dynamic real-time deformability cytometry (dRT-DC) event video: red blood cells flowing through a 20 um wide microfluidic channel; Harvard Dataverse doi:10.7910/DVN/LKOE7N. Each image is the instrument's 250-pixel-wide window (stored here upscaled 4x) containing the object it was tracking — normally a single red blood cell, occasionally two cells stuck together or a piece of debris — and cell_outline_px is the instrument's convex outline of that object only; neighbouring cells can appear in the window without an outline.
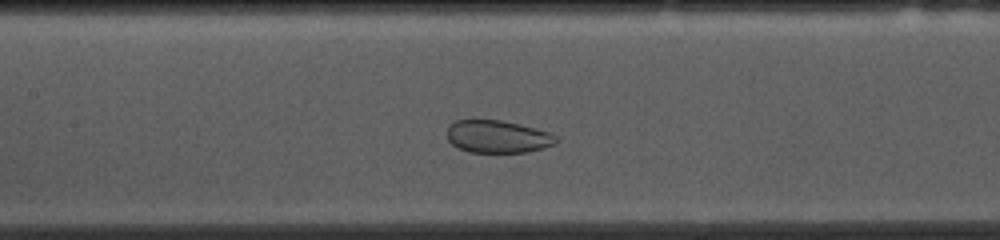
{"species": "common noctule bat (a hibernating species)", "species_latin": "Nyctalus noctula", "temperature_condition": "cold", "stored_images_in_passage": 35, "camera_frame_rate_fps": 3000, "um_per_image_px": 0.085, "animal": {"sex": "female", "body_mass_g": 10.0, "forearm_length_mm": 53.1}, "frame": {"image": 1, "passage_image": 15, "time_ms": 4.667, "image_size_px": [1000, 240], "cell_outline_px": [[556, 144], [544, 148], [528, 152], [468, 152], [452, 144], [448, 140], [448, 124], [456, 120], [472, 116], [500, 120], [548, 132], [556, 136]], "centroid_in_image_um": [42.22, 11.57], "position_along_channel_um": 165.2, "area_um2": 21.1}}
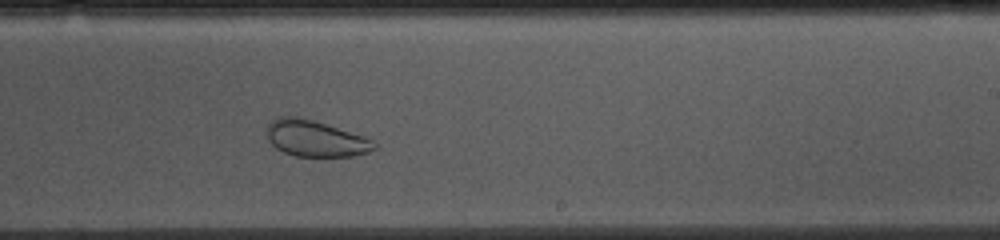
{"frame": {"image": 2, "passage_image": 23, "time_ms": 7.333, "image_size_px": [1000, 240], "cell_outline_px": [[376, 148], [368, 152], [352, 156], [296, 156], [284, 152], [276, 148], [268, 140], [264, 132], [268, 124], [276, 116], [296, 116], [312, 120], [364, 136], [372, 140], [376, 144]], "centroid_in_image_um": [26.75, 11.76], "position_along_channel_um": 262.2, "area_um2": 22.66}}
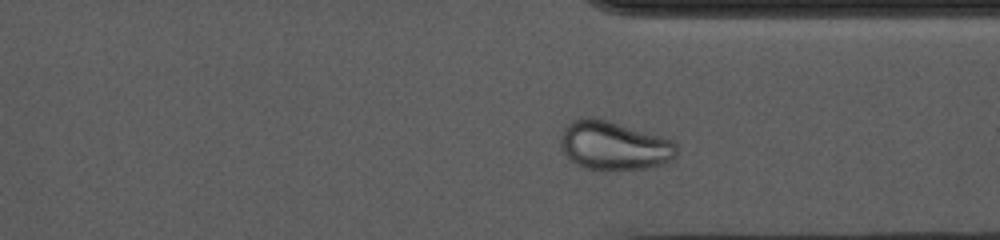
{"frame": {"image": 3, "passage_image": 31, "time_ms": 10.0, "image_size_px": [1000, 240], "cell_outline_px": [[676, 156], [672, 160], [664, 164], [648, 168], [616, 172], [608, 172], [584, 168], [576, 164], [564, 152], [560, 140], [560, 132], [572, 120], [592, 116], [608, 120], [660, 136], [672, 140], [676, 144]], "centroid_in_image_um": [52.19, 12.41], "position_along_channel_um": 359.2, "area_um2": 33.58}}